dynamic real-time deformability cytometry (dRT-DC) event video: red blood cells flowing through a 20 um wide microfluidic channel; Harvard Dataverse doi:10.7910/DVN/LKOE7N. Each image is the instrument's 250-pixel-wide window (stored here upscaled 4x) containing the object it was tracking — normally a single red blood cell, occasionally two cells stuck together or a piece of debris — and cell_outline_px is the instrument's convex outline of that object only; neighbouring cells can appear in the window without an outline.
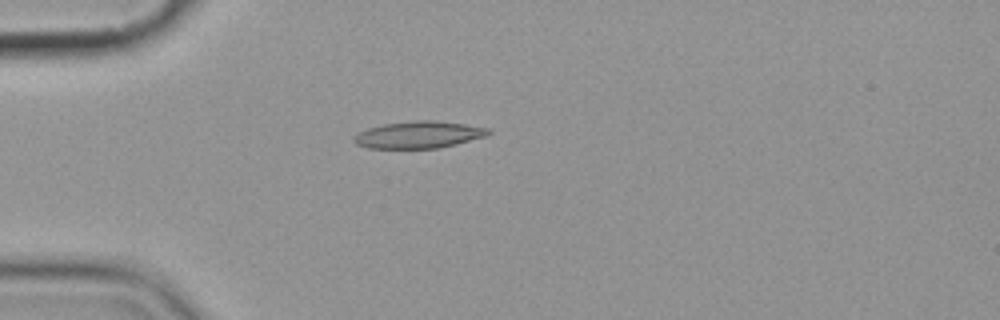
{"species": "common noctule bat (a hibernating species)", "species_latin": "Nyctalus noctula", "temperature_condition": "cold", "stored_images_in_passage": 7, "camera_frame_rate_fps": 3000, "um_per_image_px": 0.085, "animal": {"sex": "female", "body_mass_g": 19.9}, "frame": {"image": 1, "passage_image": 5, "time_ms": 4.667, "image_size_px": [1000, 320], "cell_outline_px": [[492, 132], [488, 136], [440, 148], [368, 148], [356, 144], [352, 140], [352, 136], [368, 128], [384, 124], [416, 120], [436, 120], [492, 128]], "centroid_in_image_um": [35.63, 11.45], "position_along_channel_um": 49.4, "area_um2": 21.33}}
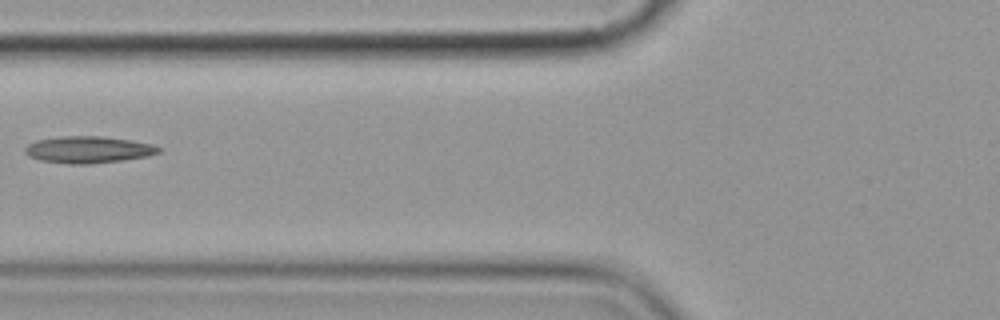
{"frame": {"image": 2, "passage_image": 7, "time_ms": 7.0, "image_size_px": [1000, 320], "cell_outline_px": [[164, 148], [160, 152], [148, 156], [120, 160], [88, 164], [68, 164], [40, 160], [28, 156], [24, 152], [24, 148], [28, 144], [36, 140], [60, 136], [104, 136], [132, 140], [152, 144]], "centroid_in_image_um": [7.51, 12.71], "position_along_channel_um": 118.3, "area_um2": 21.04}}